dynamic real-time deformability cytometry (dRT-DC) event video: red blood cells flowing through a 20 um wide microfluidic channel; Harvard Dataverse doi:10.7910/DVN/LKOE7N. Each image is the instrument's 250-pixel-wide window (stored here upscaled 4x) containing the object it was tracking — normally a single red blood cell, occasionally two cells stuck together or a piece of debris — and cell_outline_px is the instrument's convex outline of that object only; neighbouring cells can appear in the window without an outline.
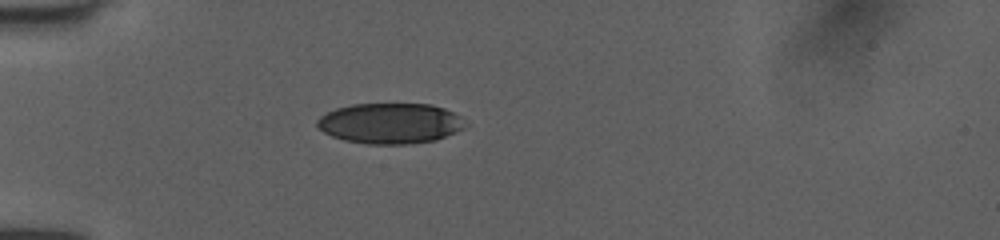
{"species": "human", "species_latin": "Homo sapiens", "temperature_condition": "room temperature", "stored_images_in_passage": 37, "camera_frame_rate_fps": 3000, "um_per_image_px": 0.085, "donor": {"sex": "female"}, "frame": {"image": 1, "passage_image": 1, "time_ms": 0.0, "image_size_px": [1000, 240], "cell_outline_px": [[460, 128], [436, 140], [404, 144], [368, 144], [344, 140], [332, 136], [324, 132], [316, 124], [316, 120], [320, 116], [336, 108], [352, 104], [428, 104], [444, 108], [460, 116]], "centroid_in_image_um": [33.07, 10.48], "position_along_channel_um": 51.9, "area_um2": 34.33}}
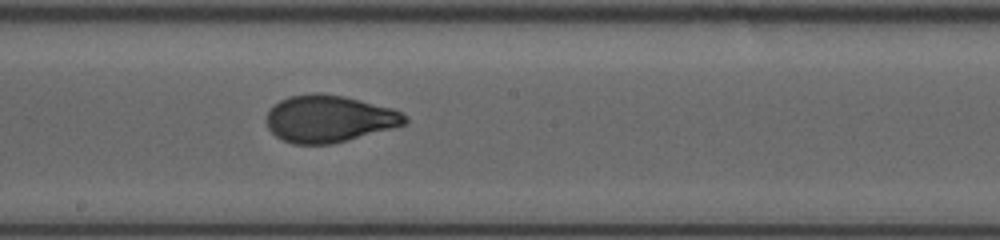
{"frame": {"image": 2, "passage_image": 15, "time_ms": 4.667, "image_size_px": [1000, 240], "cell_outline_px": [[408, 120], [404, 124], [344, 140], [328, 144], [296, 144], [284, 140], [276, 136], [268, 128], [268, 112], [280, 100], [288, 96], [316, 92], [344, 96], [392, 108], [400, 112]], "centroid_in_image_um": [27.93, 10.07], "position_along_channel_um": 220.3, "area_um2": 37.05}}
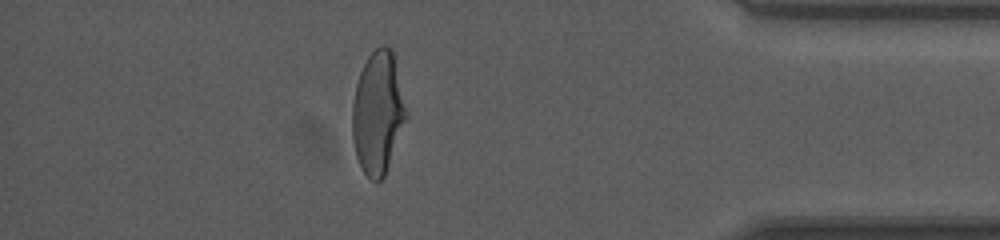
{"frame": {"image": 3, "passage_image": 31, "time_ms": 10.0, "image_size_px": [1000, 240], "cell_outline_px": [[408, 116], [384, 176], [376, 184], [360, 168], [356, 156], [352, 140], [352, 104], [356, 84], [360, 72], [368, 56], [380, 44], [384, 44], [392, 48], [408, 112]], "centroid_in_image_um": [32.12, 9.58], "position_along_channel_um": 403.1, "area_um2": 38.84}, "authors_computed_cell_mechanics": {"area_um2": 37.6278, "velocity_mm_per_s": 4.0174, "shape_relaxation_time_tau1_ms": 3.8102, "shape_relaxation_time_tau2_ms": null, "deformation_change_tau1": 0.1912, "deformation_change_tau2": null}}